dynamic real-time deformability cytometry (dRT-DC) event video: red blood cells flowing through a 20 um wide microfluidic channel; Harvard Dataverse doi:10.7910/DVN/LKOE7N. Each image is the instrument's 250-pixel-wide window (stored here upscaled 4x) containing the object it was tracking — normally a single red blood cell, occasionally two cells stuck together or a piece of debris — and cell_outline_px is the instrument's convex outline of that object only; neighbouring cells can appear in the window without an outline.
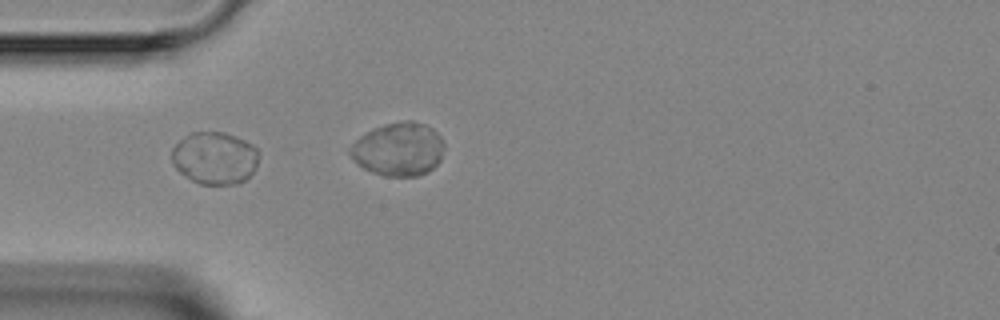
{"species": "Egyptian fruit bat (a non-hibernating species)", "species_latin": "Rousettus aegyptiacus", "temperature_condition": "room temperature", "stored_images_in_passage": 2, "camera_frame_rate_fps": 3000, "um_per_image_px": 0.085, "animal": {"sex": "female"}, "frame": {"image": 1, "passage_image": 1, "time_ms": 0.0, "image_size_px": [1000, 320], "cell_outline_px": [[256, 168], [244, 180], [236, 184], [200, 184], [192, 180], [180, 172], [172, 164], [172, 148], [180, 140], [192, 132], [224, 132], [244, 140], [252, 144], [256, 148]], "centroid_in_image_um": [18.22, 13.43], "position_along_channel_um": 66.8, "area_um2": 26.24}}